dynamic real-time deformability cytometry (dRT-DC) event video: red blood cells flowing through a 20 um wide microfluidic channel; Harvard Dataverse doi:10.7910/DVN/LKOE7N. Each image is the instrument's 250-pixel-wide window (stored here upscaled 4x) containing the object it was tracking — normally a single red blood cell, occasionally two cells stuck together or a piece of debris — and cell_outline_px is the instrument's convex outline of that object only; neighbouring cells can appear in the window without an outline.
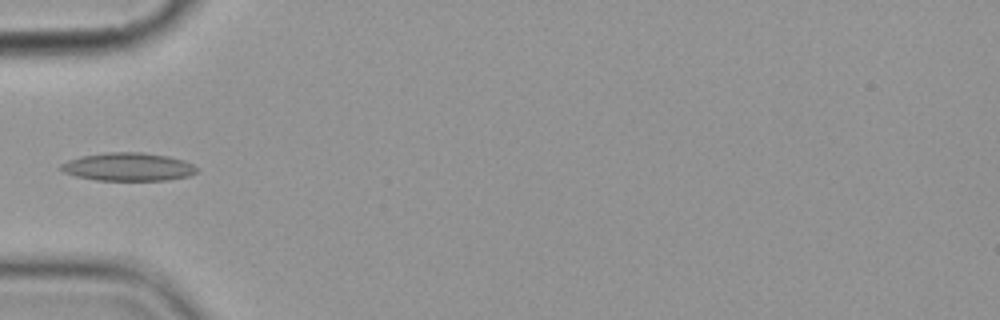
{"species": "common noctule bat (a hibernating species)", "species_latin": "Nyctalus noctula", "temperature_condition": "cold", "stored_images_in_passage": 9, "camera_frame_rate_fps": 3000, "um_per_image_px": 0.085, "animal": {"sex": "female", "body_mass_g": 19.9}, "frame": {"image": 1, "passage_image": 4, "time_ms": 3.667, "image_size_px": [1000, 320], "cell_outline_px": [[200, 168], [196, 172], [188, 176], [168, 180], [96, 180], [76, 176], [64, 172], [60, 168], [60, 164], [68, 160], [80, 156], [104, 152], [144, 152], [168, 156], [184, 160]], "centroid_in_image_um": [10.9, 14.17], "position_along_channel_um": 74.1, "area_um2": 22.43}}
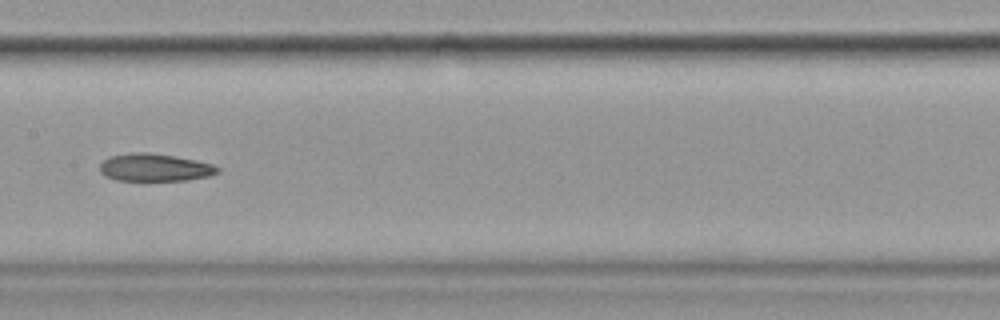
{"frame": {"image": 2, "passage_image": 7, "time_ms": 7.0, "image_size_px": [1000, 320], "cell_outline_px": [[220, 172], [208, 176], [184, 180], [116, 180], [100, 172], [100, 164], [108, 156], [132, 152], [148, 152], [176, 156], [196, 160], [212, 164], [220, 168]], "centroid_in_image_um": [13.16, 14.22], "position_along_channel_um": 194.2, "area_um2": 18.9}}
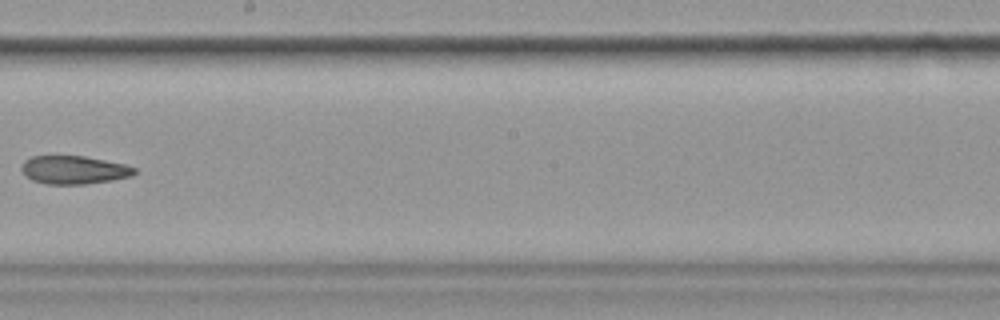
{"frame": {"image": 3, "passage_image": 8, "time_ms": 8.333, "image_size_px": [1000, 320], "cell_outline_px": [[136, 172], [132, 176], [112, 180], [84, 184], [48, 184], [32, 180], [20, 168], [20, 164], [24, 160], [32, 156], [84, 156], [124, 164], [136, 168]], "centroid_in_image_um": [6.27, 14.44], "position_along_channel_um": 241.9, "area_um2": 18.5}}